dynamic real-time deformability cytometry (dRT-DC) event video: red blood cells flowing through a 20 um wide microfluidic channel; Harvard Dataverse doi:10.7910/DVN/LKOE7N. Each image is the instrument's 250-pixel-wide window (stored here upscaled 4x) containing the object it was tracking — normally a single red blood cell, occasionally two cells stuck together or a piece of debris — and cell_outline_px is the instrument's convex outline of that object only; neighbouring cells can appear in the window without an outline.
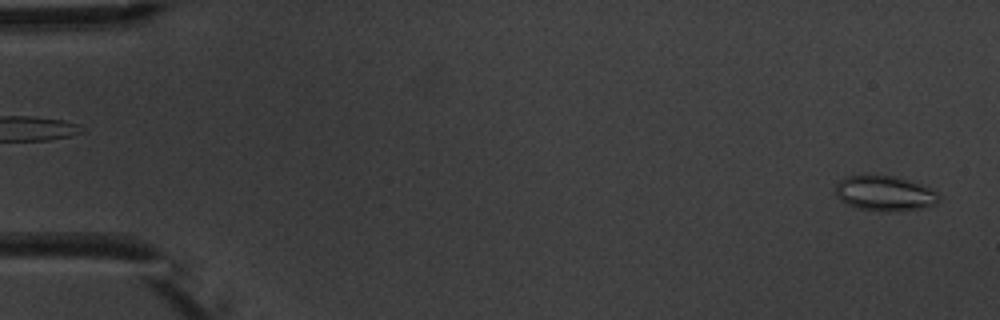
{"species": "common noctule bat (a hibernating species)", "species_latin": "Nyctalus noctula", "temperature_condition": "warm", "stored_images_in_passage": 6, "segment_of_instrument_passage": [2, 2], "camera_frame_rate_fps": 3000, "um_per_image_px": 0.085, "animal": {"sex": "male", "body_mass_g": 20.1, "forearm_length_mm": 53.5}, "frame": {"image": 1, "passage_image": 6, "time_ms": 5.667, "image_size_px": [1000, 320], "cell_outline_px": [[940, 200], [932, 204], [920, 208], [900, 212], [884, 212], [856, 208], [840, 200], [836, 196], [836, 184], [840, 180], [848, 176], [900, 176], [920, 184], [936, 192], [940, 196]], "centroid_in_image_um": [75.19, 16.45], "position_along_channel_um": 9.8, "area_um2": 21.15}}